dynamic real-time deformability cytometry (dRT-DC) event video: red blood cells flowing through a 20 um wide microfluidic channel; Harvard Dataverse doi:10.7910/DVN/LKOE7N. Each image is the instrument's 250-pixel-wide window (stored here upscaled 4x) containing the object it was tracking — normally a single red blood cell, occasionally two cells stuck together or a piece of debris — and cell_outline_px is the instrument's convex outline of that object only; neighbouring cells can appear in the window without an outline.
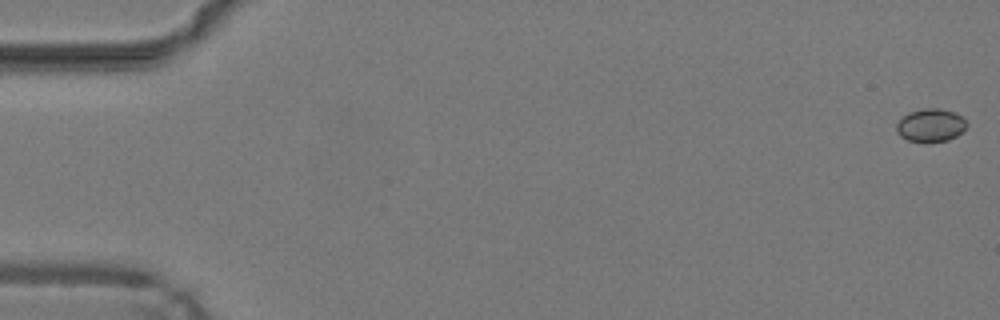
{"species": "common noctule bat (a hibernating species)", "species_latin": "Nyctalus noctula", "temperature_condition": "warm", "stored_images_in_passage": 22, "camera_frame_rate_fps": 3000, "um_per_image_px": 0.085, "animal": {"sex": "male", "body_mass_g": 19.2, "forearm_length_mm": 51.8}, "frame": {"image": 1, "passage_image": 1, "time_ms": 0.0, "image_size_px": [1000, 320], "cell_outline_px": [[968, 124], [956, 136], [948, 140], [908, 140], [900, 136], [896, 132], [896, 124], [908, 112], [924, 108], [940, 108], [952, 112], [960, 116]], "centroid_in_image_um": [79.07, 10.62], "position_along_channel_um": 5.9, "area_um2": 13.06}}
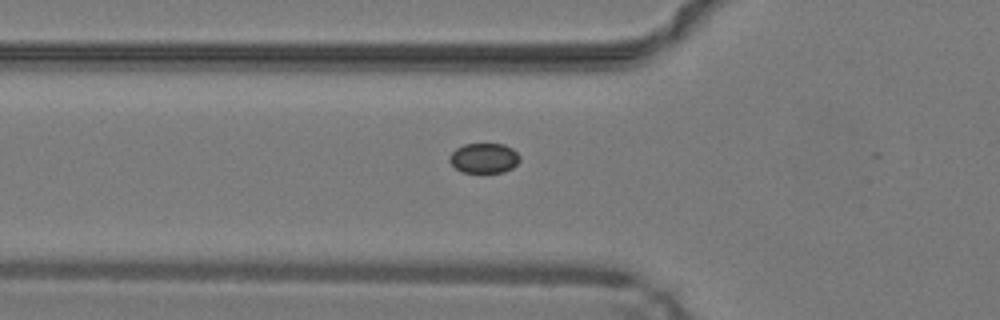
{"frame": {"image": 2, "passage_image": 18, "time_ms": 5.667, "image_size_px": [1000, 320], "cell_outline_px": [[520, 160], [512, 168], [504, 172], [460, 172], [448, 160], [448, 156], [456, 148], [464, 144], [504, 144], [512, 148], [520, 156]], "centroid_in_image_um": [41.13, 13.44], "position_along_channel_um": 84.7, "area_um2": 12.31}}
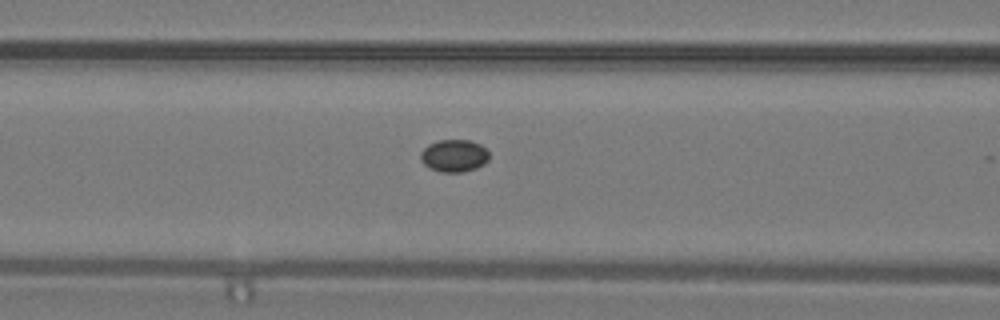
{"frame": {"image": 3, "passage_image": 21, "time_ms": 6.667, "image_size_px": [1000, 320], "cell_outline_px": [[488, 160], [484, 164], [476, 168], [464, 172], [440, 172], [428, 168], [420, 160], [420, 152], [428, 144], [440, 140], [472, 140], [480, 144], [488, 152]], "centroid_in_image_um": [38.57, 13.24], "position_along_channel_um": 128.0, "area_um2": 13.06}}